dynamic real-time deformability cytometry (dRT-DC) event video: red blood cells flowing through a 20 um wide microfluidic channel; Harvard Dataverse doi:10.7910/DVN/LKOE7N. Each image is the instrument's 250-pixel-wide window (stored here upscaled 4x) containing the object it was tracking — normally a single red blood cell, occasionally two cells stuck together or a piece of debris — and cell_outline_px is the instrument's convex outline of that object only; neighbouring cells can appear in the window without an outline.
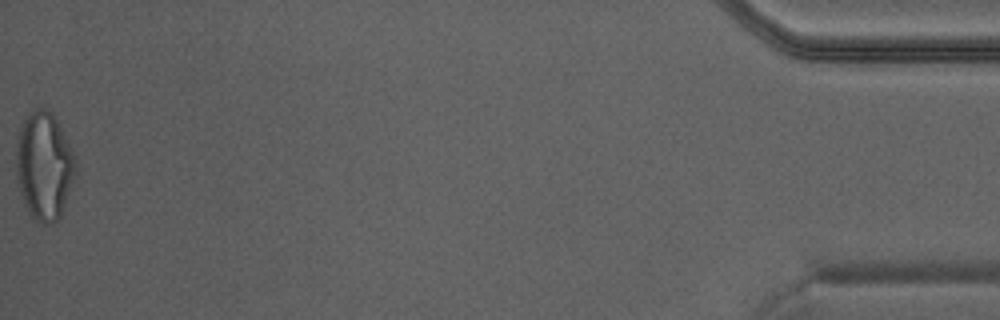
{"species": "Egyptian fruit bat (a non-hibernating species)", "species_latin": "Rousettus aegyptiacus", "temperature_condition": "warm", "stored_images_in_passage": 41, "camera_frame_rate_fps": 3000, "um_per_image_px": 0.085, "animal": {"sex": "male"}, "frame": {"image": 1, "passage_image": 41, "time_ms": 13.333, "image_size_px": [1000, 320], "cell_outline_px": [[76, 172], [60, 220], [52, 224], [40, 224], [28, 212], [24, 204], [16, 180], [16, 144], [20, 128], [28, 112], [36, 108], [48, 108], [52, 112], [76, 160]], "centroid_in_image_um": [3.73, 14.14], "position_along_channel_um": 431.5, "area_um2": 37.57}}